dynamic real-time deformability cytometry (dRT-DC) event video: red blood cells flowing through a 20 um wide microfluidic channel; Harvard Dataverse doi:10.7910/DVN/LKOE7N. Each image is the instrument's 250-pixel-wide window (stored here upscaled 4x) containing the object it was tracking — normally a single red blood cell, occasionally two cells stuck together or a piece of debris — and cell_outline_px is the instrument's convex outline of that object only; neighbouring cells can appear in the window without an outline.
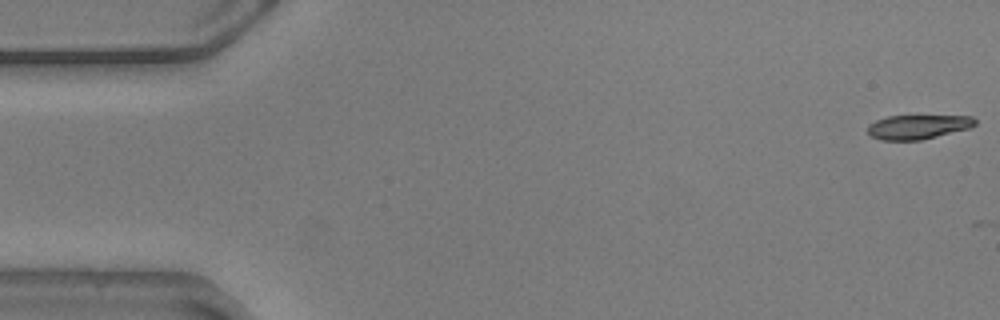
{"species": "common noctule bat (a hibernating species)", "species_latin": "Nyctalus noctula", "temperature_condition": "warm", "stored_images_in_passage": 10, "camera_frame_rate_fps": 3000, "um_per_image_px": 0.085, "animal": {"sex": "male", "body_mass_g": 20.5, "forearm_length_mm": 52.5}, "frame": {"image": 1, "passage_image": 1, "time_ms": 0.0, "image_size_px": [1000, 320], "cell_outline_px": [[976, 124], [968, 128], [920, 140], [880, 140], [872, 136], [868, 132], [868, 124], [876, 120], [888, 116], [972, 116], [976, 120]], "centroid_in_image_um": [77.99, 10.78], "position_along_channel_um": 7.0, "area_um2": 14.97}}